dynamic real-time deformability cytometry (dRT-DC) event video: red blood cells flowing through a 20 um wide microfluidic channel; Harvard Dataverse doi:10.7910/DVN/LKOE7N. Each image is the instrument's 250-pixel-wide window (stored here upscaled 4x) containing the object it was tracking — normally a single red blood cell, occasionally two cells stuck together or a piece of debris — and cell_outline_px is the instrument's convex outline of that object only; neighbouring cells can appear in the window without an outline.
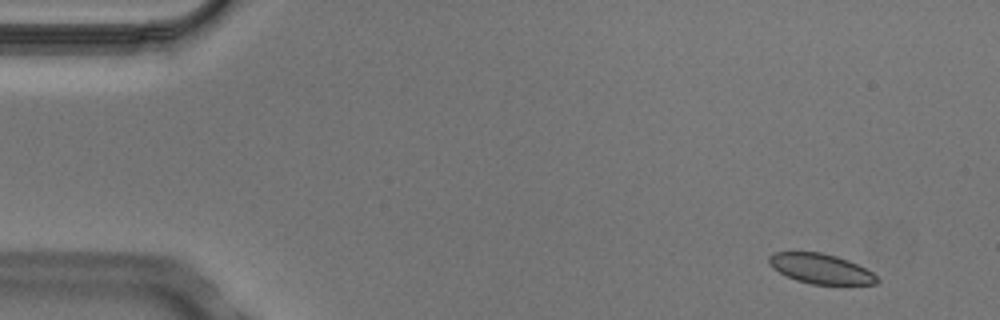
{"species": "Egyptian fruit bat (a non-hibernating species)", "species_latin": "Rousettus aegyptiacus", "temperature_condition": "cold", "stored_images_in_passage": 5, "segment_of_instrument_passage": [2, 2], "camera_frame_rate_fps": 3000, "um_per_image_px": 0.085, "animal": {"sex": "male"}, "frame": {"image": 1, "passage_image": 5, "time_ms": 1.333, "image_size_px": [1000, 320], "cell_outline_px": [[880, 280], [876, 284], [812, 284], [796, 280], [772, 268], [768, 264], [768, 256], [772, 252], [820, 252], [836, 256], [848, 260], [872, 272]], "centroid_in_image_um": [69.73, 22.83], "position_along_channel_um": 15.3, "area_um2": 18.73}}